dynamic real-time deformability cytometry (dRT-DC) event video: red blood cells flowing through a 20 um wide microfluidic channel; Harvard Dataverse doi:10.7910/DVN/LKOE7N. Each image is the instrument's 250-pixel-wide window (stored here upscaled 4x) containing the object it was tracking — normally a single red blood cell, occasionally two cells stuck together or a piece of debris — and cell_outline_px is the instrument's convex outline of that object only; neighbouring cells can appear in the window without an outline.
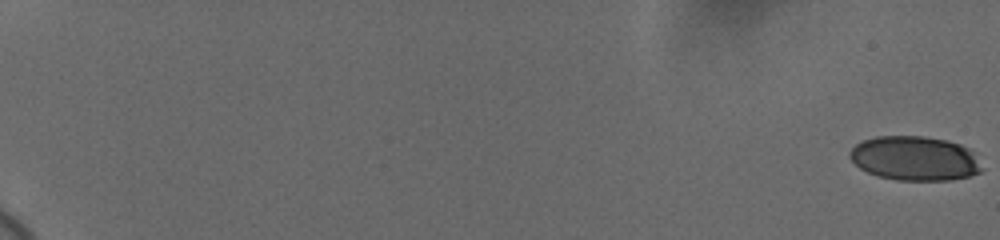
{"species": "human", "species_latin": "Homo sapiens", "temperature_condition": "cold", "stored_images_in_passage": 60, "camera_frame_rate_fps": 3000, "um_per_image_px": 0.085, "donor": {"sex": "female"}, "frame": {"image": 1, "passage_image": 1, "time_ms": 0.0, "image_size_px": [1000, 240], "cell_outline_px": [[984, 168], [980, 172], [968, 176], [952, 180], [896, 180], [880, 176], [868, 172], [860, 168], [848, 156], [848, 152], [856, 144], [864, 140], [876, 136], [924, 136], [948, 140], [960, 144], [968, 148], [972, 152]], "centroid_in_image_um": [77.76, 13.46], "position_along_channel_um": 7.2, "area_um2": 34.16}}
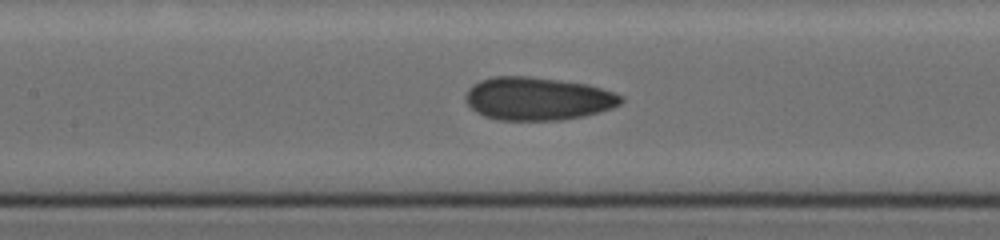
{"frame": {"image": 2, "passage_image": 33, "time_ms": 10.667, "image_size_px": [1000, 240], "cell_outline_px": [[624, 100], [620, 104], [612, 108], [600, 112], [584, 116], [560, 120], [496, 120], [484, 116], [476, 112], [468, 104], [464, 96], [468, 88], [472, 84], [480, 80], [492, 76], [528, 76], [560, 80], [588, 84], [624, 96]], "centroid_in_image_um": [45.69, 8.38], "position_along_channel_um": 161.7, "area_um2": 39.25}}
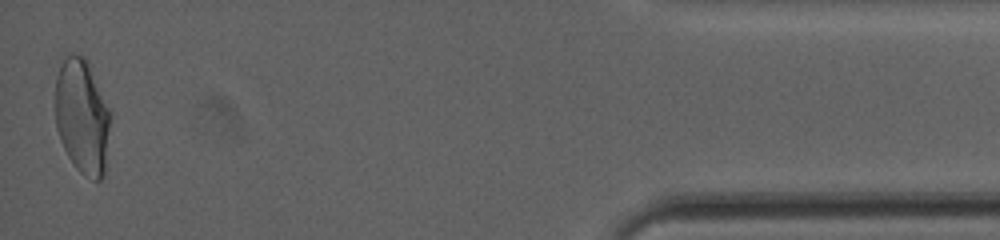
{"frame": {"image": 3, "passage_image": 60, "time_ms": 19.667, "image_size_px": [1000, 240], "cell_outline_px": [[112, 116], [104, 176], [100, 180], [96, 180], [84, 176], [76, 168], [68, 156], [60, 140], [56, 128], [56, 76], [68, 52], [84, 56], [88, 60], [112, 112]], "centroid_in_image_um": [7.03, 9.9], "position_along_channel_um": 428.2, "area_um2": 37.57}, "authors_computed_cell_mechanics": {"area_um2": 37.0787, "velocity_mm_per_s": 3.6682, "shape_relaxation_time_tau1_ms": 10.8256, "shape_relaxation_time_tau2_ms": 1.5091, "deformation_change_tau1": 0.2013, "deformation_change_tau2": 0.0792}}